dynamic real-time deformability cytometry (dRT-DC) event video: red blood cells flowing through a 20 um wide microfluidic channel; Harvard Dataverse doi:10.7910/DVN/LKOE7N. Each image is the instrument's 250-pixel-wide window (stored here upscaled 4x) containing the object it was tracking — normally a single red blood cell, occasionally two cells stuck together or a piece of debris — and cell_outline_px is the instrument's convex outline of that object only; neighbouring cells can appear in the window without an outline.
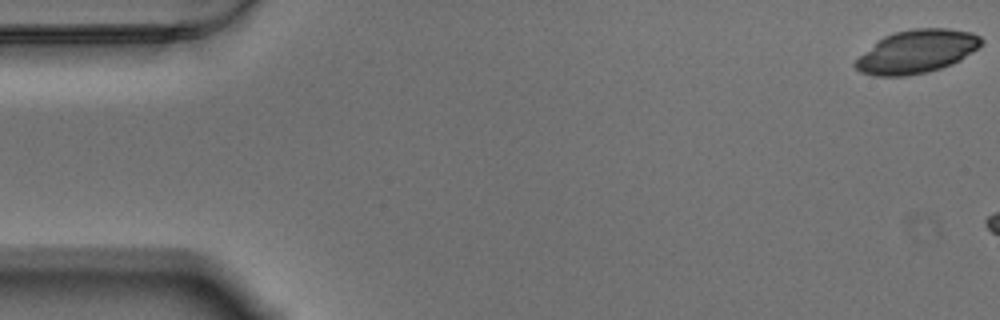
{"species": "Egyptian fruit bat (a non-hibernating species)", "species_latin": "Rousettus aegyptiacus", "temperature_condition": "warm", "stored_images_in_passage": 8, "camera_frame_rate_fps": 3000, "um_per_image_px": 0.085, "animal": {"sex": "male"}, "frame": {"image": 1, "passage_image": 1, "time_ms": 0.0, "image_size_px": [1000, 320], "cell_outline_px": [[984, 40], [980, 48], [960, 60], [952, 64], [928, 72], [904, 76], [876, 76], [860, 72], [852, 64], [860, 56], [884, 36], [896, 32], [912, 28], [948, 28], [972, 32], [980, 36]], "centroid_in_image_um": [77.97, 4.38], "position_along_channel_um": 7.0, "area_um2": 31.73}}